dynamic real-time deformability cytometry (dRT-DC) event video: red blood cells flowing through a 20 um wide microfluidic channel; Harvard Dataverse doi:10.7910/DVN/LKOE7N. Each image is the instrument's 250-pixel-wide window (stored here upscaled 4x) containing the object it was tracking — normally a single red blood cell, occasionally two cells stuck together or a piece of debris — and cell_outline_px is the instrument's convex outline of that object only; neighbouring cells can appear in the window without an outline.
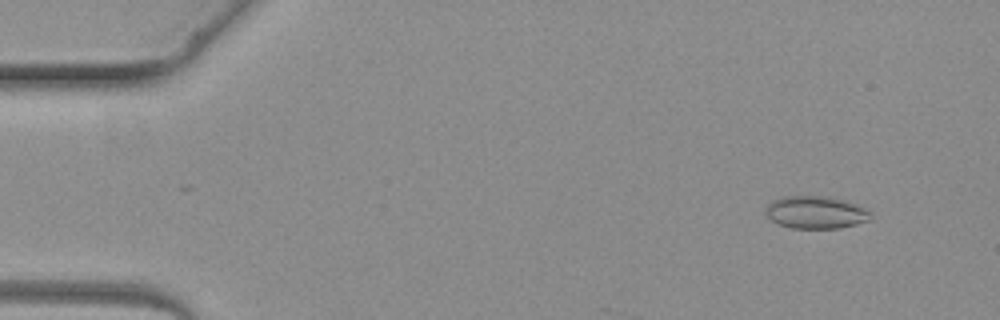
{"species": "common noctule bat (a hibernating species)", "species_latin": "Nyctalus noctula", "temperature_condition": "warm", "stored_images_in_passage": 3, "camera_frame_rate_fps": 3000, "um_per_image_px": 0.085, "animal": {"sex": "female", "body_mass_g": 19.3, "forearm_length_mm": 54.1}, "frame": {"image": 1, "passage_image": 1, "time_ms": 0.0, "image_size_px": [1000, 320], "cell_outline_px": [[872, 216], [868, 220], [856, 224], [840, 228], [792, 228], [776, 224], [764, 212], [764, 208], [772, 200], [780, 196], [828, 196], [844, 200], [856, 204], [864, 208]], "centroid_in_image_um": [69.28, 18.04], "position_along_channel_um": 15.7, "area_um2": 20.0}}